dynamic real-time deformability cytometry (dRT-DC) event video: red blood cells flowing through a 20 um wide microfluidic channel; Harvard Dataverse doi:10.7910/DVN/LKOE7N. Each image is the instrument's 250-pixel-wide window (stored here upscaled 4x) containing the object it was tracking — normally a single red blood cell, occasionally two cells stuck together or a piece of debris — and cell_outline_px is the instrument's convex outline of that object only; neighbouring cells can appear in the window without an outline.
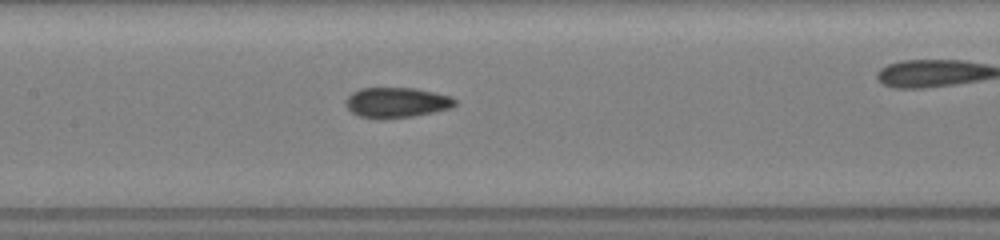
{"species": "common noctule bat (a hibernating species)", "species_latin": "Nyctalus noctula", "temperature_condition": "room temperature", "stored_images_in_passage": 23, "camera_frame_rate_fps": 3000, "um_per_image_px": 0.085, "animal": {"sex": "female", "body_mass_g": 19.5, "forearm_length_mm": 54.1}, "frame": {"image": 1, "passage_image": 4, "time_ms": 1.333, "image_size_px": [1000, 240], "cell_outline_px": [[456, 104], [452, 108], [412, 116], [360, 116], [352, 112], [344, 104], [344, 100], [352, 92], [360, 88], [416, 88], [452, 96], [456, 100]], "centroid_in_image_um": [33.73, 8.66], "position_along_channel_um": 173.7, "area_um2": 18.73}}
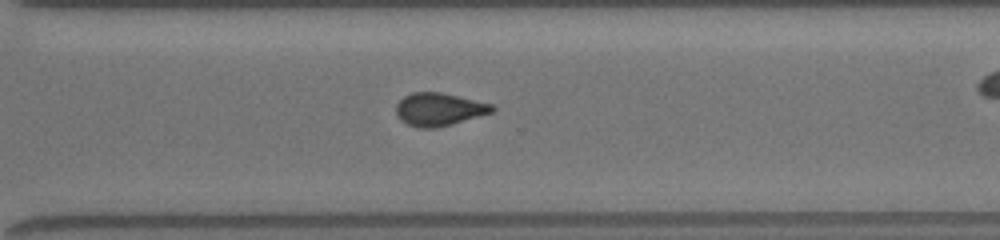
{"frame": {"image": 2, "passage_image": 18, "time_ms": 5.333, "image_size_px": [1000, 240], "cell_outline_px": [[496, 108], [492, 112], [448, 124], [432, 128], [420, 128], [408, 124], [400, 120], [396, 116], [396, 104], [404, 96], [412, 92], [444, 92], [492, 104]], "centroid_in_image_um": [37.28, 9.27], "position_along_channel_um": 333.3, "area_um2": 18.21}}